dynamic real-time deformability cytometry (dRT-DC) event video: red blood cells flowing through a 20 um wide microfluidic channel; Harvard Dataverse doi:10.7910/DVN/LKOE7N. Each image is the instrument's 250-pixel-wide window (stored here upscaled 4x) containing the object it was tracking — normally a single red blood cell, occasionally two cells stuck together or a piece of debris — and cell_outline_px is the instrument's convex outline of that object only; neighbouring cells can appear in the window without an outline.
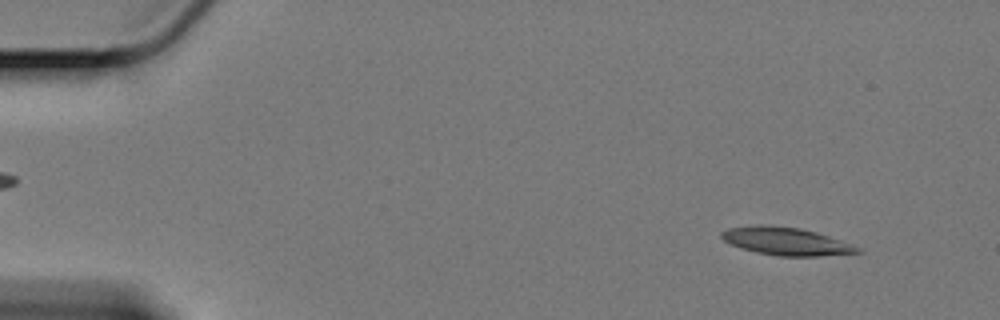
{"species": "Egyptian fruit bat (a non-hibernating species)", "species_latin": "Rousettus aegyptiacus", "temperature_condition": "cold", "stored_images_in_passage": 58, "camera_frame_rate_fps": 3000, "um_per_image_px": 0.085, "animal": {"sex": "female"}, "frame": {"image": 1, "passage_image": 5, "time_ms": 1.333, "image_size_px": [1000, 320], "cell_outline_px": [[864, 252], [820, 256], [780, 256], [756, 252], [740, 248], [724, 240], [720, 236], [720, 232], [728, 228], [756, 224], [772, 224], [800, 228], [816, 232], [864, 248]], "centroid_in_image_um": [66.83, 20.5], "position_along_channel_um": 18.2, "area_um2": 22.31}}
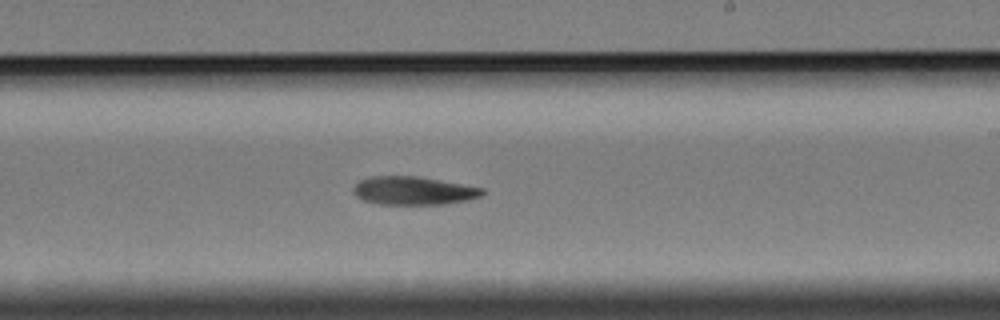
{"frame": {"image": 2, "passage_image": 35, "time_ms": 11.333, "image_size_px": [1000, 320], "cell_outline_px": [[484, 192], [480, 196], [468, 200], [444, 204], [380, 204], [364, 200], [356, 196], [352, 192], [352, 188], [360, 180], [372, 176], [416, 176], [484, 188]], "centroid_in_image_um": [35.12, 16.21], "position_along_channel_um": 253.9, "area_um2": 21.1}}
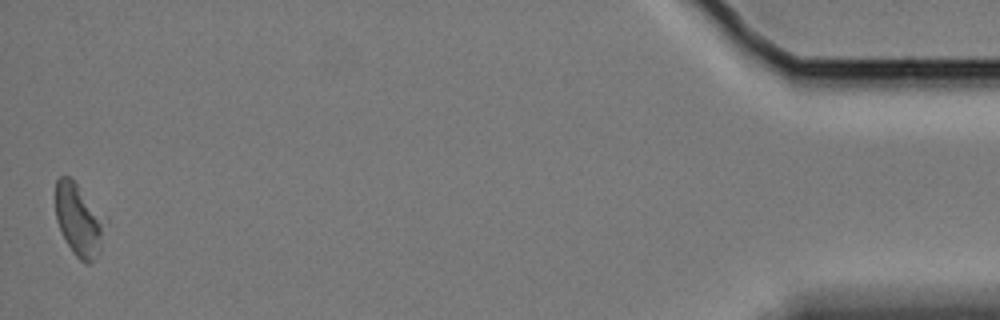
{"frame": {"image": 3, "passage_image": 58, "time_ms": 19.0, "image_size_px": [1000, 320], "cell_outline_px": [[100, 252], [92, 264], [84, 264], [72, 252], [56, 220], [56, 180], [60, 176], [68, 176], [76, 184], [100, 220]], "centroid_in_image_um": [6.58, 18.77], "position_along_channel_um": 428.6, "area_um2": 19.07}, "authors_computed_cell_mechanics": {"area_um2": 21.7039, "velocity_mm_per_s": 3.3732, "shape_relaxation_time_tau1_ms": 8.3813, "shape_relaxation_time_tau2_ms": null, "deformation_change_tau1": 0.1753, "deformation_change_tau2": null}}